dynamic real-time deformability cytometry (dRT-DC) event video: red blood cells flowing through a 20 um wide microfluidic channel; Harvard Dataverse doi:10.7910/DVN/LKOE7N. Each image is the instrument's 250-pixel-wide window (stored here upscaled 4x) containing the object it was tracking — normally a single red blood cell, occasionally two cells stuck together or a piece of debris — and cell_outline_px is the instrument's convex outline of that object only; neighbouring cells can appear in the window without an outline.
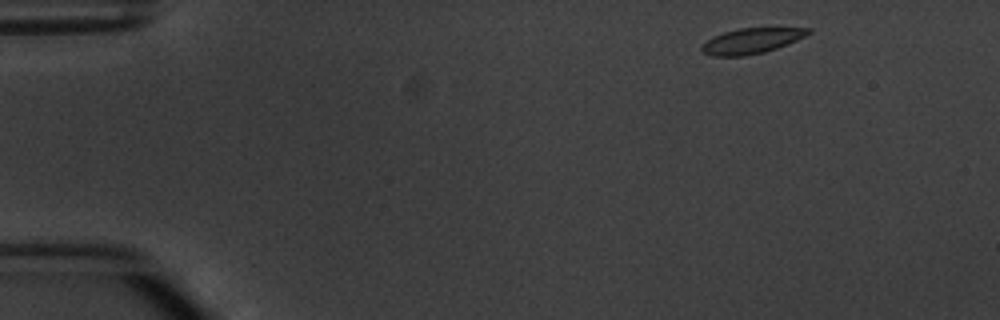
{"species": "common noctule bat (a hibernating species)", "species_latin": "Nyctalus noctula", "temperature_condition": "warm", "stored_images_in_passage": 5, "camera_frame_rate_fps": 3000, "um_per_image_px": 0.085, "animal": {"sex": "male", "body_mass_g": 20.1, "forearm_length_mm": 53.5}, "frame": {"image": 1, "passage_image": 5, "time_ms": 4.667, "image_size_px": [1000, 320], "cell_outline_px": [[812, 32], [788, 44], [764, 52], [744, 56], [712, 56], [704, 52], [700, 48], [708, 40], [724, 32], [736, 28], [812, 28]], "centroid_in_image_um": [63.9, 3.47], "position_along_channel_um": 21.1, "area_um2": 15.55}}